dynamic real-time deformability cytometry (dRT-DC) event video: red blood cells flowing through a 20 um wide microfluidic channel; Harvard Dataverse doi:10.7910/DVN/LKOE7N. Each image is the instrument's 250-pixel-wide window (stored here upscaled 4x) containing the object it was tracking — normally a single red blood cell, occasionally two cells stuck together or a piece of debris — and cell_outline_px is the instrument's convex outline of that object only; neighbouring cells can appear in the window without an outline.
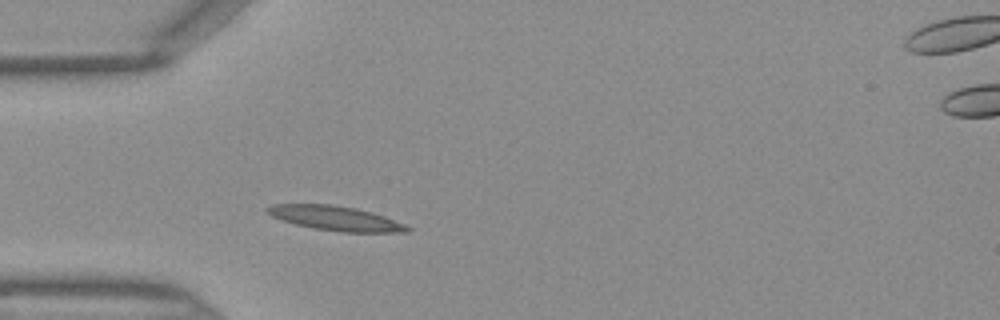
{"species": "Egyptian fruit bat (a non-hibernating species)", "species_latin": "Rousettus aegyptiacus", "temperature_condition": "warm", "stored_images_in_passage": 29, "camera_frame_rate_fps": 3000, "um_per_image_px": 0.085, "frame": {"image": 1, "passage_image": 2, "time_ms": 0.333, "image_size_px": [1000, 320], "cell_outline_px": [[412, 228], [408, 232], [340, 232], [312, 228], [296, 224], [272, 216], [264, 208], [272, 204], [332, 204], [356, 208], [372, 212], [384, 216], [404, 224]], "centroid_in_image_um": [28.53, 18.55], "position_along_channel_um": 56.5, "area_um2": 19.94}}
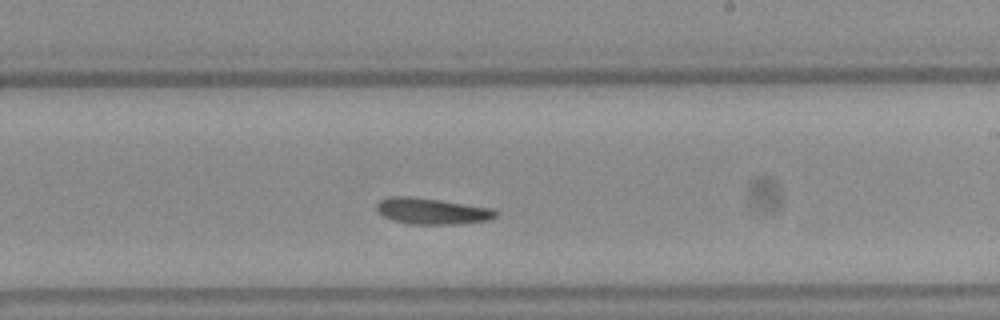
{"frame": {"image": 2, "passage_image": 16, "time_ms": 5.0, "image_size_px": [1000, 320], "cell_outline_px": [[496, 216], [488, 220], [460, 224], [412, 224], [392, 220], [384, 216], [376, 208], [376, 204], [380, 200], [388, 196], [408, 196], [440, 200], [492, 208], [496, 212]], "centroid_in_image_um": [36.69, 17.94], "position_along_channel_um": 252.3, "area_um2": 18.03}}
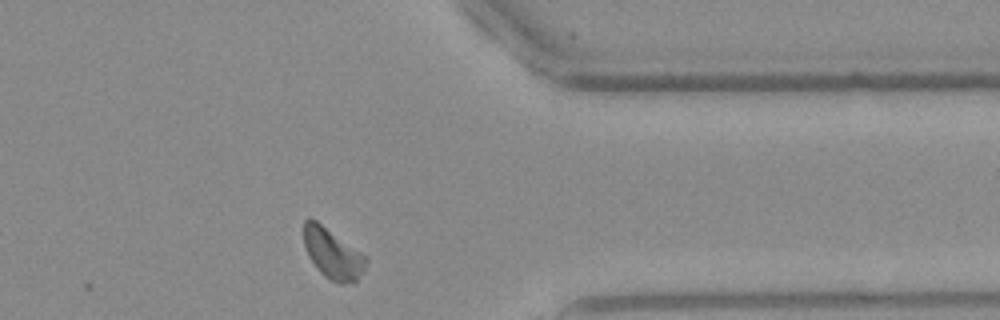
{"frame": {"image": 3, "passage_image": 26, "time_ms": 8.333, "image_size_px": [1000, 320], "cell_outline_px": [[368, 260], [364, 268], [356, 280], [344, 284], [340, 284], [324, 276], [316, 268], [308, 256], [304, 248], [304, 220], [308, 216], [316, 220], [368, 256]], "centroid_in_image_um": [28.26, 21.53], "position_along_channel_um": 383.1, "area_um2": 18.32}}